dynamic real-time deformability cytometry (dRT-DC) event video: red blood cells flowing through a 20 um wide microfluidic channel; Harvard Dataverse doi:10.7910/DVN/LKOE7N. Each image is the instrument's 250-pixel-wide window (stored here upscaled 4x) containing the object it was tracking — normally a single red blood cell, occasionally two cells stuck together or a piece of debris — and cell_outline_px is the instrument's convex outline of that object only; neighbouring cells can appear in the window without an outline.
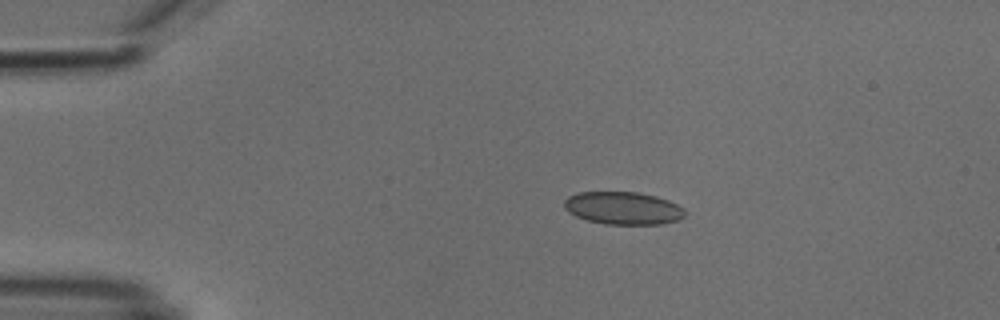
{"species": "common noctule bat (a hibernating species)", "species_latin": "Nyctalus noctula", "temperature_condition": "cold", "stored_images_in_passage": 6, "camera_frame_rate_fps": 3000, "um_per_image_px": 0.085, "animal": {"sex": "male", "body_mass_g": 18.8}, "frame": {"image": 1, "passage_image": 1, "time_ms": 0.0, "image_size_px": [1000, 320], "cell_outline_px": [[684, 216], [680, 220], [660, 224], [604, 224], [588, 220], [576, 216], [568, 212], [564, 208], [564, 200], [568, 196], [580, 192], [636, 192], [656, 196], [668, 200], [684, 208]], "centroid_in_image_um": [52.95, 17.69], "position_along_channel_um": 32.0, "area_um2": 23.0}}
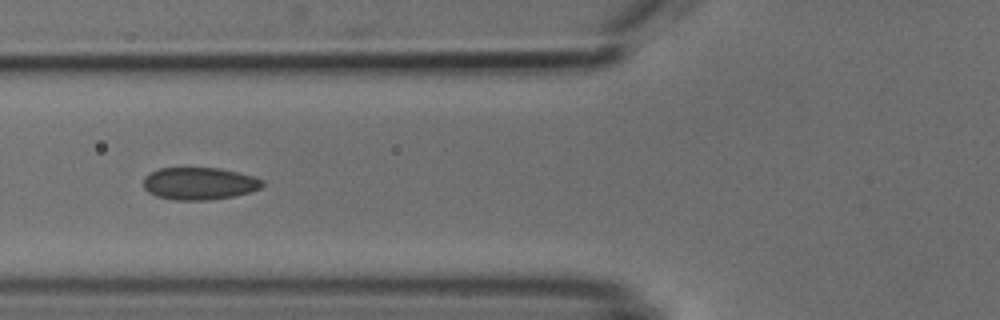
{"frame": {"image": 2, "passage_image": 4, "time_ms": 3.333, "image_size_px": [1000, 320], "cell_outline_px": [[264, 184], [260, 188], [252, 192], [232, 196], [208, 200], [172, 200], [156, 196], [148, 192], [144, 188], [144, 176], [160, 168], [220, 168], [240, 172], [264, 180]], "centroid_in_image_um": [16.95, 15.6], "position_along_channel_um": 108.8, "area_um2": 22.54}}
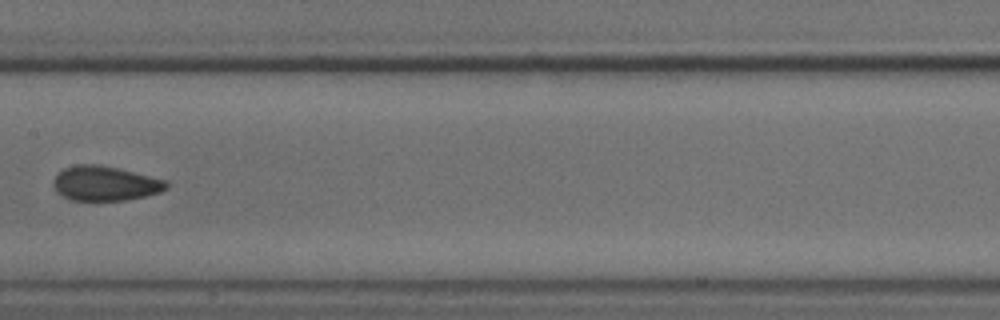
{"frame": {"image": 3, "passage_image": 6, "time_ms": 5.667, "image_size_px": [1000, 320], "cell_outline_px": [[168, 188], [160, 192], [144, 196], [124, 200], [72, 200], [56, 192], [52, 184], [52, 180], [64, 168], [80, 164], [100, 164], [168, 180]], "centroid_in_image_um": [8.94, 15.58], "position_along_channel_um": 198.5, "area_um2": 22.77}}